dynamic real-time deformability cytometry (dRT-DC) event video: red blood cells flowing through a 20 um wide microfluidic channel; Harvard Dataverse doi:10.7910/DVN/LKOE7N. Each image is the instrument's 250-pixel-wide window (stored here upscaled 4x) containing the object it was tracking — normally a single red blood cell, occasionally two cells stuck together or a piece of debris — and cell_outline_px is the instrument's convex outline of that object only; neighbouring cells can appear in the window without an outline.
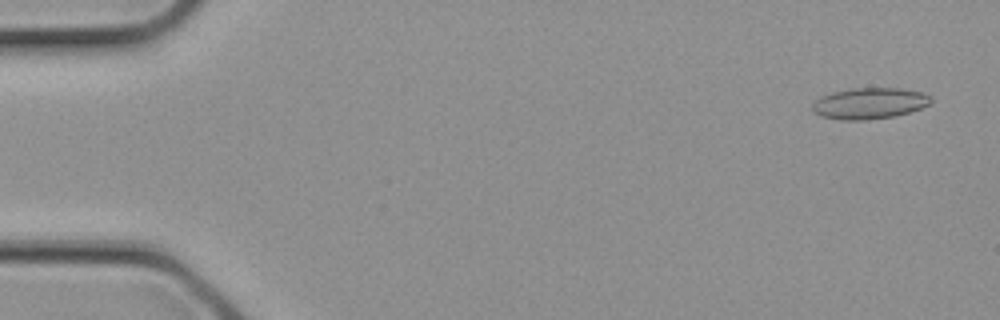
{"species": "common noctule bat (a hibernating species)", "species_latin": "Nyctalus noctula", "temperature_condition": "cold", "stored_images_in_passage": 3, "camera_frame_rate_fps": 3000, "um_per_image_px": 0.085, "animal": {"sex": "female", "body_mass_g": 21.9}, "frame": {"image": 1, "passage_image": 1, "time_ms": 0.0, "image_size_px": [1000, 320], "cell_outline_px": [[932, 100], [928, 104], [920, 108], [896, 116], [864, 120], [840, 120], [820, 116], [812, 112], [812, 104], [816, 100], [832, 92], [852, 88], [900, 88], [924, 92]], "centroid_in_image_um": [73.88, 8.79], "position_along_channel_um": 11.1, "area_um2": 21.5}}
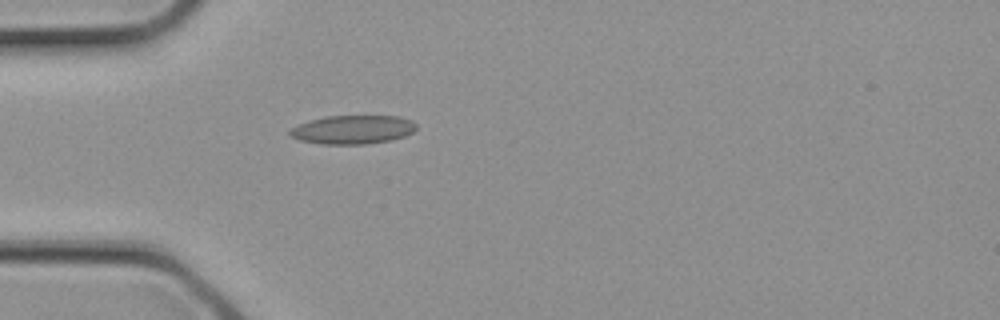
{"frame": {"image": 2, "passage_image": 3, "time_ms": 0.667, "image_size_px": [1000, 320], "cell_outline_px": [[416, 128], [412, 132], [404, 136], [392, 140], [364, 144], [320, 144], [300, 140], [292, 136], [288, 132], [292, 128], [300, 124], [312, 120], [328, 116], [396, 116], [412, 120], [416, 124]], "centroid_in_image_um": [30.01, 11.02], "position_along_channel_um": 55.0, "area_um2": 20.92}}